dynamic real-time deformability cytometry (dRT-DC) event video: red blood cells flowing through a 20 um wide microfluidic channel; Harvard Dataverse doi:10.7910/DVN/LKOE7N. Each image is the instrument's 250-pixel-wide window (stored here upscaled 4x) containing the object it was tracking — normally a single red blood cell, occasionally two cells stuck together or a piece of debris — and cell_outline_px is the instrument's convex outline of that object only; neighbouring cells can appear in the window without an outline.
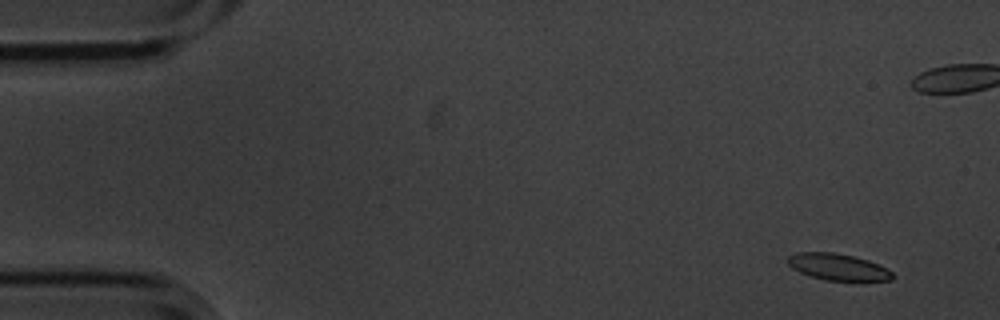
{"species": "common noctule bat (a hibernating species)", "species_latin": "Nyctalus noctula", "temperature_condition": "cold", "stored_images_in_passage": 5, "camera_frame_rate_fps": 3000, "um_per_image_px": 0.085, "animal": {"sex": "male", "body_mass_g": 20.1, "forearm_length_mm": 53.5}, "frame": {"image": 1, "passage_image": 1, "time_ms": 0.0, "image_size_px": [1000, 320], "cell_outline_px": [[896, 276], [892, 280], [824, 280], [800, 272], [792, 268], [784, 260], [788, 256], [796, 252], [832, 252], [852, 256], [868, 260], [888, 268]], "centroid_in_image_um": [71.21, 22.68], "position_along_channel_um": 13.8, "area_um2": 16.24}}